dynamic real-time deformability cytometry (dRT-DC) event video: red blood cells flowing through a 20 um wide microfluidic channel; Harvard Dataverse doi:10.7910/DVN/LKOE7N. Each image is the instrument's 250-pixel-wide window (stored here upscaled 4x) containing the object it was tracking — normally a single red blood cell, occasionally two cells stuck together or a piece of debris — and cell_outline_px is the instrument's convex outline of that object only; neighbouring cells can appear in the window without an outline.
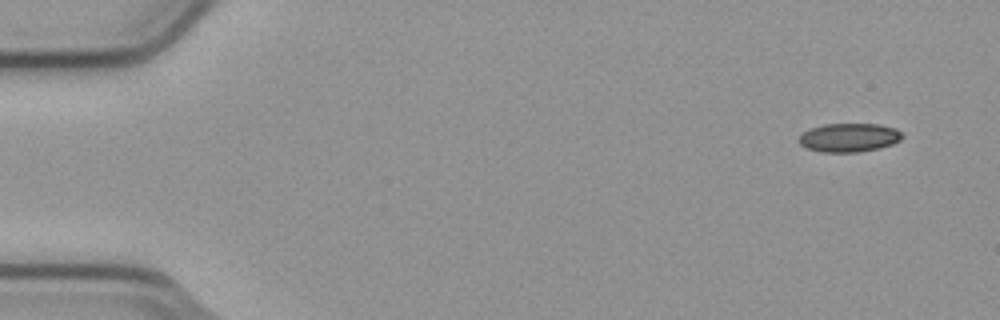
{"species": "common noctule bat (a hibernating species)", "species_latin": "Nyctalus noctula", "temperature_condition": "cold", "stored_images_in_passage": 5, "camera_frame_rate_fps": 3000, "um_per_image_px": 0.085, "animal": {"sex": "male", "body_mass_g": 23.1, "forearm_length_mm": 52.7}, "frame": {"image": 1, "passage_image": 1, "time_ms": 0.0, "image_size_px": [1000, 320], "cell_outline_px": [[904, 136], [900, 140], [892, 144], [880, 148], [856, 152], [820, 152], [808, 148], [800, 144], [800, 136], [804, 132], [812, 128], [824, 124], [880, 124], [896, 128], [904, 132]], "centroid_in_image_um": [72.24, 11.69], "position_along_channel_um": 12.8, "area_um2": 17.28}}
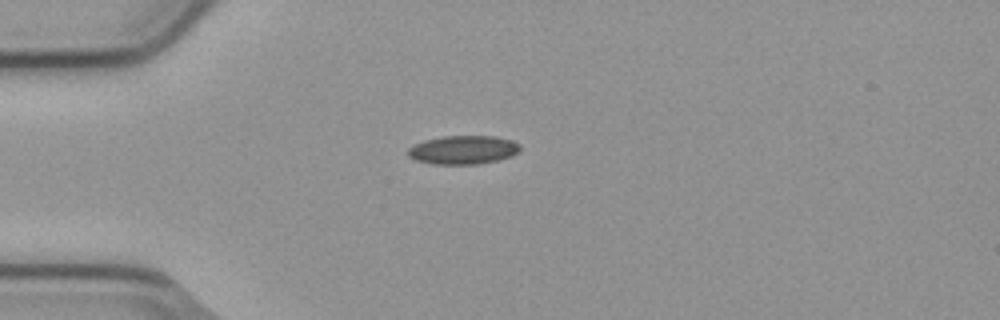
{"frame": {"image": 2, "passage_image": 4, "time_ms": 1.0, "image_size_px": [1000, 320], "cell_outline_px": [[520, 148], [512, 156], [496, 160], [476, 164], [432, 164], [416, 160], [408, 156], [408, 148], [424, 140], [444, 136], [492, 136], [512, 140], [520, 144]], "centroid_in_image_um": [39.35, 12.73], "position_along_channel_um": 45.6, "area_um2": 18.55}}
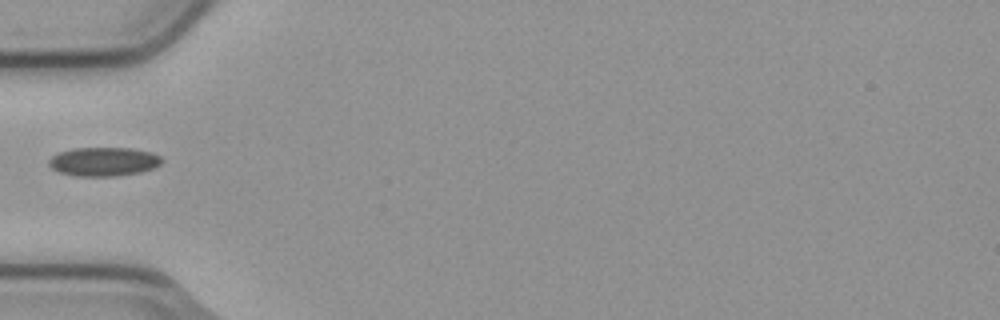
{"frame": {"image": 3, "passage_image": 5, "time_ms": 1.333, "image_size_px": [1000, 320], "cell_outline_px": [[164, 160], [160, 164], [152, 168], [140, 172], [112, 176], [76, 176], [60, 172], [52, 168], [48, 164], [48, 160], [52, 156], [60, 152], [72, 148], [128, 148], [148, 152], [160, 156]], "centroid_in_image_um": [8.78, 13.74], "position_along_channel_um": 76.2, "area_um2": 18.79}}